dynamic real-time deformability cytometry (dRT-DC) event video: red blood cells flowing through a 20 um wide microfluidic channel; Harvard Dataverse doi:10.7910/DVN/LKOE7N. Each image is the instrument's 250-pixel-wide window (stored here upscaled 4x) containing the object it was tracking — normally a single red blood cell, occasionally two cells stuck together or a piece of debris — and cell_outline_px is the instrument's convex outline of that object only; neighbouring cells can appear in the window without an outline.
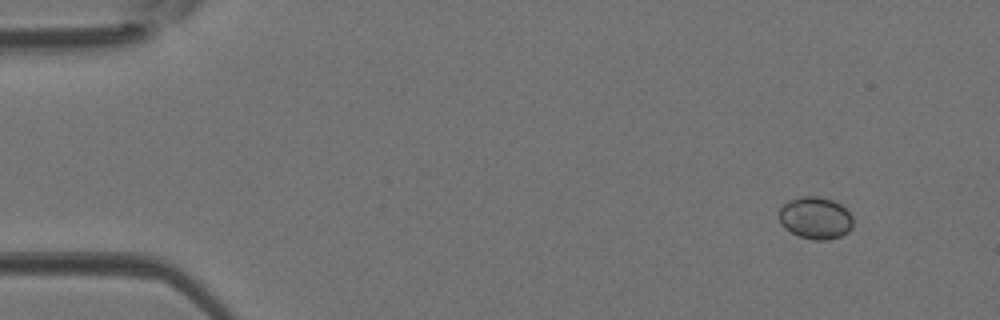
{"species": "Egyptian fruit bat (a non-hibernating species)", "species_latin": "Rousettus aegyptiacus", "temperature_condition": "room temperature", "stored_images_in_passage": 4, "camera_frame_rate_fps": 3000, "um_per_image_px": 0.085, "animal": {"sex": "female"}, "frame": {"image": 1, "passage_image": 4, "time_ms": 1.0, "image_size_px": [1000, 320], "cell_outline_px": [[852, 228], [848, 232], [840, 236], [828, 240], [812, 240], [800, 236], [784, 228], [780, 224], [780, 208], [788, 200], [800, 196], [820, 196], [832, 200], [840, 204], [852, 216]], "centroid_in_image_um": [69.31, 18.52], "position_along_channel_um": 15.7, "area_um2": 18.21}}